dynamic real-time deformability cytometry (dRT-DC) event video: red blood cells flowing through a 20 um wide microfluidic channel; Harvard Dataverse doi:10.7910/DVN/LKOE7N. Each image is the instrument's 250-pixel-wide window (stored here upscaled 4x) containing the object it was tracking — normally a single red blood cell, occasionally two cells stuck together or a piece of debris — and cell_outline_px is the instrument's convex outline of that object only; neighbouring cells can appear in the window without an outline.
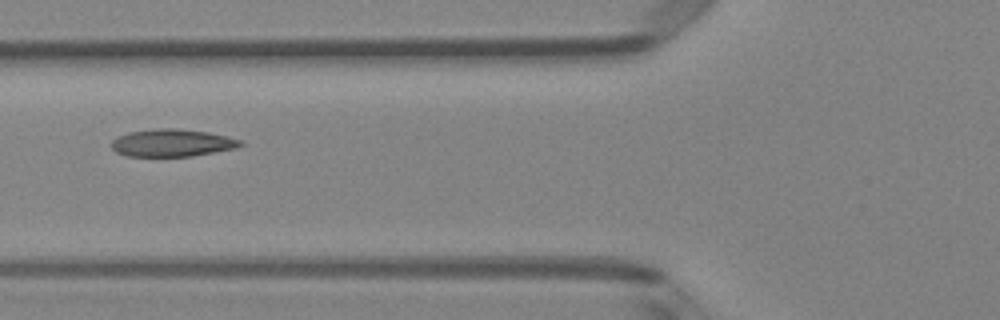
{"species": "Egyptian fruit bat (a non-hibernating species)", "species_latin": "Rousettus aegyptiacus", "temperature_condition": "room temperature", "stored_images_in_passage": 5, "camera_frame_rate_fps": 3000, "um_per_image_px": 0.085, "animal": {"sex": "female"}, "frame": {"image": 1, "passage_image": 5, "time_ms": 1.333, "image_size_px": [1000, 320], "cell_outline_px": [[244, 144], [236, 148], [192, 156], [128, 156], [116, 152], [112, 148], [112, 140], [116, 136], [128, 132], [156, 128], [176, 128], [208, 132], [228, 136], [240, 140]], "centroid_in_image_um": [14.62, 12.13], "position_along_channel_um": 111.2, "area_um2": 20.69}}